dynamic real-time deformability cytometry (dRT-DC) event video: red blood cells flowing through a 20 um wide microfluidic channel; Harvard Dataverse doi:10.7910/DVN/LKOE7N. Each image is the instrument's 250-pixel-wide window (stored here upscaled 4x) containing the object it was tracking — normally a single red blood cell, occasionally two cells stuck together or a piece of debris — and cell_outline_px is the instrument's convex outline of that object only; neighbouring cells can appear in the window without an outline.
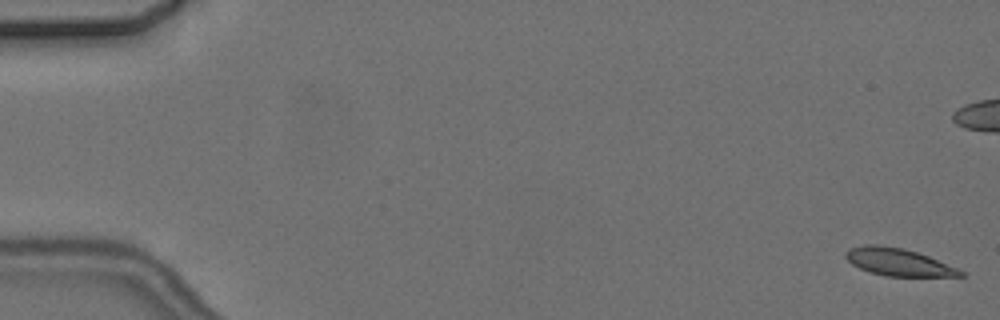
{"species": "common noctule bat (a hibernating species)", "species_latin": "Nyctalus noctula", "temperature_condition": "cold", "stored_images_in_passage": 8, "camera_frame_rate_fps": 3000, "um_per_image_px": 0.085, "animal": {"sex": "female", "body_mass_g": 24.6, "forearm_length_mm": 56.2}, "frame": {"image": 1, "passage_image": 1, "time_ms": 0.0, "image_size_px": [1000, 320], "cell_outline_px": [[964, 276], [888, 276], [872, 272], [860, 268], [852, 264], [844, 256], [844, 252], [848, 248], [864, 244], [876, 244], [904, 248], [928, 256], [956, 268], [964, 272]], "centroid_in_image_um": [76.3, 22.25], "position_along_channel_um": 8.7, "area_um2": 18.15}}
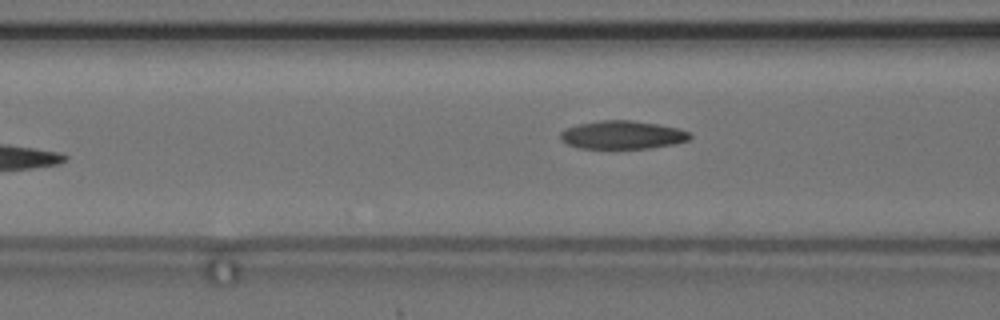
{"frame": {"image": 2, "passage_image": 8, "time_ms": 8.667, "image_size_px": [1000, 320], "cell_outline_px": [[692, 136], [688, 140], [676, 144], [652, 148], [580, 148], [568, 144], [560, 140], [560, 132], [568, 128], [580, 124], [600, 120], [632, 120], [680, 128], [688, 132]], "centroid_in_image_um": [52.93, 11.47], "position_along_channel_um": 113.7, "area_um2": 21.27}}